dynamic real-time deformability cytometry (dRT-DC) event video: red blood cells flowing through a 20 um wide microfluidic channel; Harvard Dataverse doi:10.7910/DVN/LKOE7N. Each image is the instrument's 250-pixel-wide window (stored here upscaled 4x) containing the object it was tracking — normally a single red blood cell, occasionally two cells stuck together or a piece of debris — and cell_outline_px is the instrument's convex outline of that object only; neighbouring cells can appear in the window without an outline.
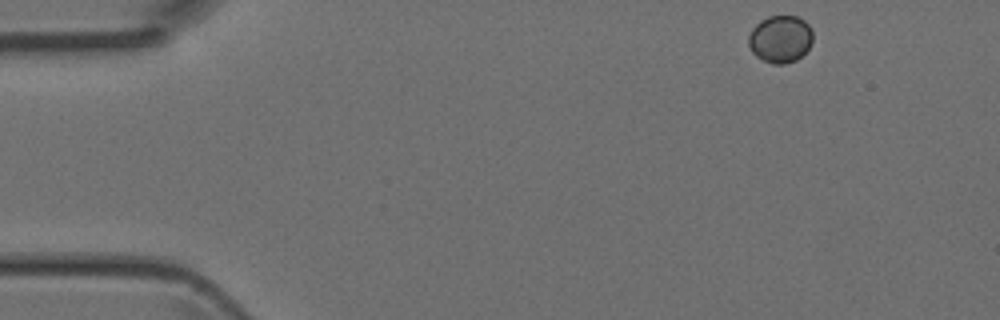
{"species": "Egyptian fruit bat (a non-hibernating species)", "species_latin": "Rousettus aegyptiacus", "temperature_condition": "room temperature", "stored_images_in_passage": 4, "camera_frame_rate_fps": 3000, "um_per_image_px": 0.085, "animal": {"sex": "female"}, "frame": {"image": 1, "passage_image": 1, "time_ms": 0.0, "image_size_px": [1000, 320], "cell_outline_px": [[812, 44], [796, 60], [784, 64], [772, 64], [756, 56], [752, 52], [748, 44], [748, 36], [752, 28], [760, 20], [768, 16], [796, 16], [804, 20], [808, 24], [812, 32]], "centroid_in_image_um": [66.31, 3.31], "position_along_channel_um": 18.7, "area_um2": 17.74}}
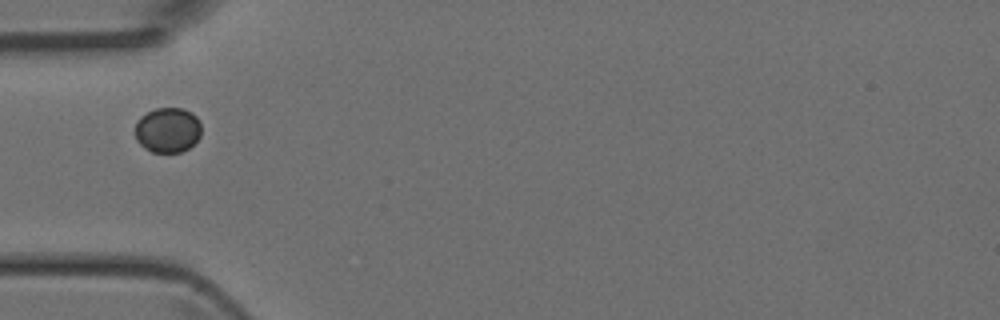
{"frame": {"image": 2, "passage_image": 4, "time_ms": 1.0, "image_size_px": [1000, 320], "cell_outline_px": [[200, 136], [188, 148], [180, 152], [152, 152], [144, 148], [136, 140], [136, 124], [140, 116], [156, 108], [184, 108], [192, 112], [200, 120]], "centroid_in_image_um": [14.26, 11.04], "position_along_channel_um": 70.7, "area_um2": 17.4}}